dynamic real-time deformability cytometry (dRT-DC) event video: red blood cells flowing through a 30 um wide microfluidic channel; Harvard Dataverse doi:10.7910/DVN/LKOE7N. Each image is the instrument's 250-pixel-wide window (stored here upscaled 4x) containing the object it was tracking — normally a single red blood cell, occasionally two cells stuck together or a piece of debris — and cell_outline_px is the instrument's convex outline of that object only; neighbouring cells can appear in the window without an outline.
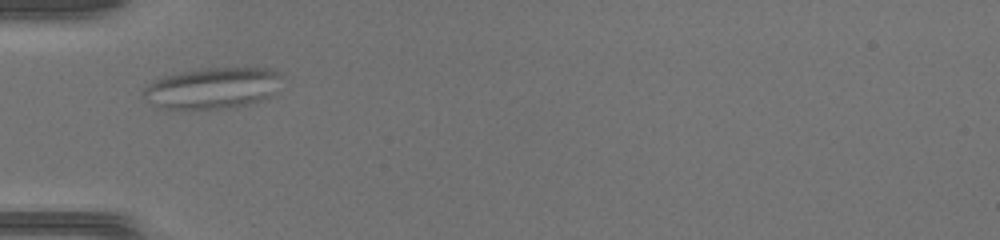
{"species": "common noctule bat (a hibernating species)", "species_latin": "Nyctalus noctula", "temperature_condition": "warm", "stored_images_in_passage": 42, "camera_frame_rate_fps": 3000, "um_per_image_px": 0.085, "animal": {"sex": "female", "body_mass_g": 17.0, "forearm_length_mm": 48.0}, "frame": {"image": 1, "passage_image": 8, "time_ms": 2.333, "image_size_px": [1000, 240], "cell_outline_px": [[284, 76], [268, 96], [260, 100], [248, 104], [224, 108], [164, 108], [144, 100], [144, 88], [152, 80], [160, 76], [176, 72], [196, 68], [272, 68], [280, 72]], "centroid_in_image_um": [18.02, 7.45], "position_along_channel_um": 67.0, "area_um2": 33.12}}
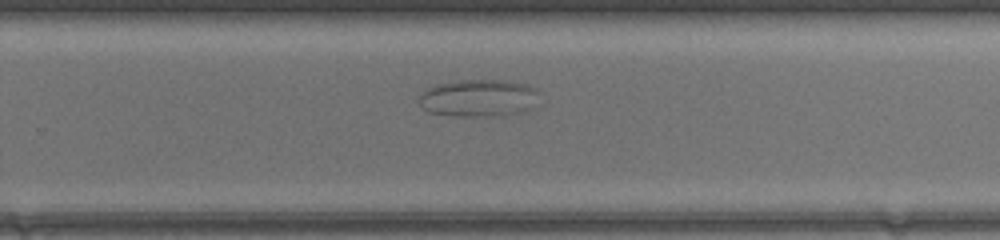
{"frame": {"image": 2, "passage_image": 25, "time_ms": 8.0, "image_size_px": [1000, 240], "cell_outline_px": [[540, 92], [528, 108], [520, 112], [492, 116], [452, 116], [428, 112], [416, 100], [420, 92], [424, 88], [436, 84], [456, 80], [512, 80], [528, 84], [536, 88]], "centroid_in_image_um": [40.59, 8.31], "position_along_channel_um": 289.2, "area_um2": 26.47}}
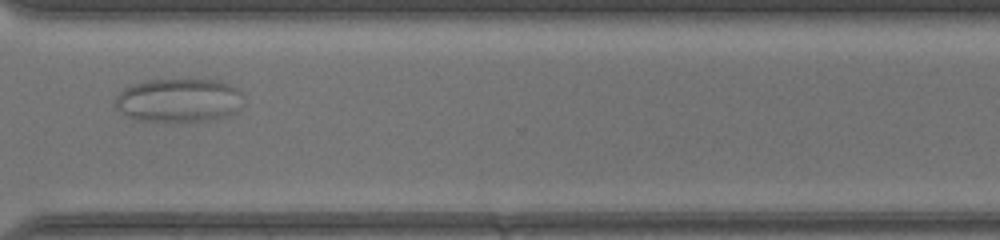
{"frame": {"image": 3, "passage_image": 30, "time_ms": 9.667, "image_size_px": [1000, 240], "cell_outline_px": [[244, 96], [236, 112], [224, 116], [208, 120], [140, 120], [128, 116], [116, 108], [112, 104], [116, 96], [128, 84], [148, 80], [220, 80], [236, 88]], "centroid_in_image_um": [15.16, 8.5], "position_along_channel_um": 355.4, "area_um2": 32.31}}